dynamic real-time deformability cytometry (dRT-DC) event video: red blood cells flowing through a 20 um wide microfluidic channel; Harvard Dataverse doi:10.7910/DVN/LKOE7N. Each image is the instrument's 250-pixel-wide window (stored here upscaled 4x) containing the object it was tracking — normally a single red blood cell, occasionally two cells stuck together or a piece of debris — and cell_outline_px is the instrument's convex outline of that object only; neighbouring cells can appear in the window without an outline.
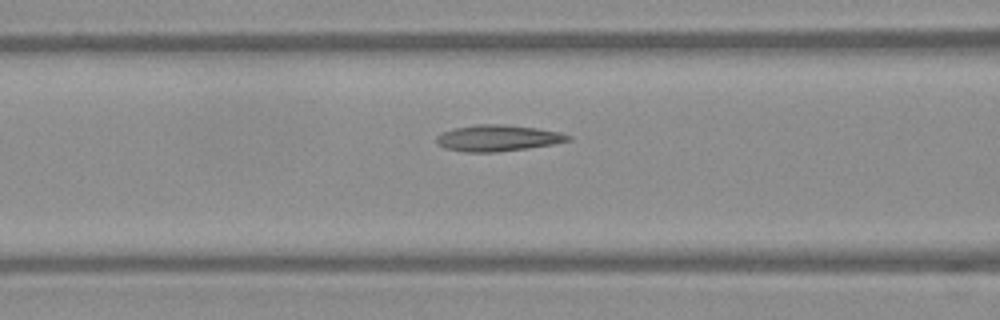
{"species": "Egyptian fruit bat (a non-hibernating species)", "species_latin": "Rousettus aegyptiacus", "temperature_condition": "warm", "stored_images_in_passage": 17, "camera_frame_rate_fps": 3000, "um_per_image_px": 0.085, "frame": {"image": 1, "passage_image": 15, "time_ms": 4.667, "image_size_px": [1000, 320], "cell_outline_px": [[572, 140], [552, 144], [528, 148], [496, 152], [464, 152], [444, 148], [436, 144], [436, 136], [444, 132], [456, 128], [476, 124], [504, 124], [536, 128], [560, 132], [572, 136]], "centroid_in_image_um": [42.31, 11.74], "position_along_channel_um": 124.3, "area_um2": 20.17}}